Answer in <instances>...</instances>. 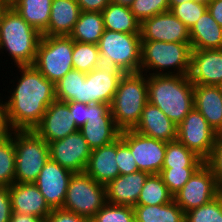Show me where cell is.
I'll return each mask as SVG.
<instances>
[{"label": "cell", "mask_w": 222, "mask_h": 222, "mask_svg": "<svg viewBox=\"0 0 222 222\" xmlns=\"http://www.w3.org/2000/svg\"><path fill=\"white\" fill-rule=\"evenodd\" d=\"M15 182V146L9 134L0 141V187H9Z\"/></svg>", "instance_id": "cell-35"}, {"label": "cell", "mask_w": 222, "mask_h": 222, "mask_svg": "<svg viewBox=\"0 0 222 222\" xmlns=\"http://www.w3.org/2000/svg\"><path fill=\"white\" fill-rule=\"evenodd\" d=\"M206 11L207 3L195 0H186V2L181 4L170 5V12L189 29Z\"/></svg>", "instance_id": "cell-37"}, {"label": "cell", "mask_w": 222, "mask_h": 222, "mask_svg": "<svg viewBox=\"0 0 222 222\" xmlns=\"http://www.w3.org/2000/svg\"><path fill=\"white\" fill-rule=\"evenodd\" d=\"M198 168H162L159 175L169 191L174 195L184 186Z\"/></svg>", "instance_id": "cell-39"}, {"label": "cell", "mask_w": 222, "mask_h": 222, "mask_svg": "<svg viewBox=\"0 0 222 222\" xmlns=\"http://www.w3.org/2000/svg\"><path fill=\"white\" fill-rule=\"evenodd\" d=\"M106 203L105 185L86 172L73 173L62 209L91 220Z\"/></svg>", "instance_id": "cell-9"}, {"label": "cell", "mask_w": 222, "mask_h": 222, "mask_svg": "<svg viewBox=\"0 0 222 222\" xmlns=\"http://www.w3.org/2000/svg\"><path fill=\"white\" fill-rule=\"evenodd\" d=\"M90 222H135L134 209L131 206L107 202Z\"/></svg>", "instance_id": "cell-38"}, {"label": "cell", "mask_w": 222, "mask_h": 222, "mask_svg": "<svg viewBox=\"0 0 222 222\" xmlns=\"http://www.w3.org/2000/svg\"><path fill=\"white\" fill-rule=\"evenodd\" d=\"M135 222H185V212L173 200L161 205H135Z\"/></svg>", "instance_id": "cell-29"}, {"label": "cell", "mask_w": 222, "mask_h": 222, "mask_svg": "<svg viewBox=\"0 0 222 222\" xmlns=\"http://www.w3.org/2000/svg\"><path fill=\"white\" fill-rule=\"evenodd\" d=\"M169 5H177L186 2V0H168Z\"/></svg>", "instance_id": "cell-51"}, {"label": "cell", "mask_w": 222, "mask_h": 222, "mask_svg": "<svg viewBox=\"0 0 222 222\" xmlns=\"http://www.w3.org/2000/svg\"><path fill=\"white\" fill-rule=\"evenodd\" d=\"M220 193L211 168L204 162L184 186L173 195V200L186 213L210 202Z\"/></svg>", "instance_id": "cell-11"}, {"label": "cell", "mask_w": 222, "mask_h": 222, "mask_svg": "<svg viewBox=\"0 0 222 222\" xmlns=\"http://www.w3.org/2000/svg\"><path fill=\"white\" fill-rule=\"evenodd\" d=\"M203 163L200 157L177 140L166 144L162 168L200 167Z\"/></svg>", "instance_id": "cell-32"}, {"label": "cell", "mask_w": 222, "mask_h": 222, "mask_svg": "<svg viewBox=\"0 0 222 222\" xmlns=\"http://www.w3.org/2000/svg\"><path fill=\"white\" fill-rule=\"evenodd\" d=\"M81 11L102 12L110 0H76Z\"/></svg>", "instance_id": "cell-46"}, {"label": "cell", "mask_w": 222, "mask_h": 222, "mask_svg": "<svg viewBox=\"0 0 222 222\" xmlns=\"http://www.w3.org/2000/svg\"><path fill=\"white\" fill-rule=\"evenodd\" d=\"M185 222H222V192L210 202L186 212Z\"/></svg>", "instance_id": "cell-36"}, {"label": "cell", "mask_w": 222, "mask_h": 222, "mask_svg": "<svg viewBox=\"0 0 222 222\" xmlns=\"http://www.w3.org/2000/svg\"><path fill=\"white\" fill-rule=\"evenodd\" d=\"M147 102V75L142 72L124 73L110 105L116 127L120 131L134 129Z\"/></svg>", "instance_id": "cell-4"}, {"label": "cell", "mask_w": 222, "mask_h": 222, "mask_svg": "<svg viewBox=\"0 0 222 222\" xmlns=\"http://www.w3.org/2000/svg\"><path fill=\"white\" fill-rule=\"evenodd\" d=\"M41 37L37 29L29 25L11 5H7L0 16V57L10 58H0V71L1 66L5 68L8 63L11 66L8 65L7 70L33 65Z\"/></svg>", "instance_id": "cell-2"}, {"label": "cell", "mask_w": 222, "mask_h": 222, "mask_svg": "<svg viewBox=\"0 0 222 222\" xmlns=\"http://www.w3.org/2000/svg\"><path fill=\"white\" fill-rule=\"evenodd\" d=\"M110 1L114 4L124 5L128 7L134 2V0H110Z\"/></svg>", "instance_id": "cell-50"}, {"label": "cell", "mask_w": 222, "mask_h": 222, "mask_svg": "<svg viewBox=\"0 0 222 222\" xmlns=\"http://www.w3.org/2000/svg\"><path fill=\"white\" fill-rule=\"evenodd\" d=\"M97 46L102 63L114 65L124 73L140 72V34L104 29Z\"/></svg>", "instance_id": "cell-7"}, {"label": "cell", "mask_w": 222, "mask_h": 222, "mask_svg": "<svg viewBox=\"0 0 222 222\" xmlns=\"http://www.w3.org/2000/svg\"><path fill=\"white\" fill-rule=\"evenodd\" d=\"M173 201L169 191L159 174H150L140 192L136 205H161Z\"/></svg>", "instance_id": "cell-31"}, {"label": "cell", "mask_w": 222, "mask_h": 222, "mask_svg": "<svg viewBox=\"0 0 222 222\" xmlns=\"http://www.w3.org/2000/svg\"><path fill=\"white\" fill-rule=\"evenodd\" d=\"M7 5H11L16 0H3Z\"/></svg>", "instance_id": "cell-53"}, {"label": "cell", "mask_w": 222, "mask_h": 222, "mask_svg": "<svg viewBox=\"0 0 222 222\" xmlns=\"http://www.w3.org/2000/svg\"><path fill=\"white\" fill-rule=\"evenodd\" d=\"M91 150L113 143L120 137L110 105L104 103L87 104V121L79 128Z\"/></svg>", "instance_id": "cell-12"}, {"label": "cell", "mask_w": 222, "mask_h": 222, "mask_svg": "<svg viewBox=\"0 0 222 222\" xmlns=\"http://www.w3.org/2000/svg\"><path fill=\"white\" fill-rule=\"evenodd\" d=\"M9 134L15 146V182L34 183L50 159L48 143L34 130Z\"/></svg>", "instance_id": "cell-6"}, {"label": "cell", "mask_w": 222, "mask_h": 222, "mask_svg": "<svg viewBox=\"0 0 222 222\" xmlns=\"http://www.w3.org/2000/svg\"><path fill=\"white\" fill-rule=\"evenodd\" d=\"M9 188L12 211L44 218L52 212L34 183L14 182Z\"/></svg>", "instance_id": "cell-20"}, {"label": "cell", "mask_w": 222, "mask_h": 222, "mask_svg": "<svg viewBox=\"0 0 222 222\" xmlns=\"http://www.w3.org/2000/svg\"><path fill=\"white\" fill-rule=\"evenodd\" d=\"M124 72L114 65L101 63L86 73L82 83L81 103H104L111 105L114 94Z\"/></svg>", "instance_id": "cell-14"}, {"label": "cell", "mask_w": 222, "mask_h": 222, "mask_svg": "<svg viewBox=\"0 0 222 222\" xmlns=\"http://www.w3.org/2000/svg\"><path fill=\"white\" fill-rule=\"evenodd\" d=\"M79 128L66 102L55 100L47 108L34 131L47 143L65 138Z\"/></svg>", "instance_id": "cell-18"}, {"label": "cell", "mask_w": 222, "mask_h": 222, "mask_svg": "<svg viewBox=\"0 0 222 222\" xmlns=\"http://www.w3.org/2000/svg\"><path fill=\"white\" fill-rule=\"evenodd\" d=\"M133 130L167 143L177 139V125L150 102L146 103L140 121Z\"/></svg>", "instance_id": "cell-23"}, {"label": "cell", "mask_w": 222, "mask_h": 222, "mask_svg": "<svg viewBox=\"0 0 222 222\" xmlns=\"http://www.w3.org/2000/svg\"><path fill=\"white\" fill-rule=\"evenodd\" d=\"M104 32V22L101 12L81 11L73 31L69 35L80 43L96 44Z\"/></svg>", "instance_id": "cell-30"}, {"label": "cell", "mask_w": 222, "mask_h": 222, "mask_svg": "<svg viewBox=\"0 0 222 222\" xmlns=\"http://www.w3.org/2000/svg\"><path fill=\"white\" fill-rule=\"evenodd\" d=\"M219 135L202 114L193 108L177 126V141L194 152L204 162L210 157Z\"/></svg>", "instance_id": "cell-10"}, {"label": "cell", "mask_w": 222, "mask_h": 222, "mask_svg": "<svg viewBox=\"0 0 222 222\" xmlns=\"http://www.w3.org/2000/svg\"><path fill=\"white\" fill-rule=\"evenodd\" d=\"M194 108L206 119L209 126L222 136L221 86L193 84Z\"/></svg>", "instance_id": "cell-22"}, {"label": "cell", "mask_w": 222, "mask_h": 222, "mask_svg": "<svg viewBox=\"0 0 222 222\" xmlns=\"http://www.w3.org/2000/svg\"><path fill=\"white\" fill-rule=\"evenodd\" d=\"M140 37L141 41L190 43V29L169 10L143 20Z\"/></svg>", "instance_id": "cell-16"}, {"label": "cell", "mask_w": 222, "mask_h": 222, "mask_svg": "<svg viewBox=\"0 0 222 222\" xmlns=\"http://www.w3.org/2000/svg\"><path fill=\"white\" fill-rule=\"evenodd\" d=\"M150 174L138 171L119 175L105 185L106 200L110 204L131 206L137 204L143 185Z\"/></svg>", "instance_id": "cell-21"}, {"label": "cell", "mask_w": 222, "mask_h": 222, "mask_svg": "<svg viewBox=\"0 0 222 222\" xmlns=\"http://www.w3.org/2000/svg\"><path fill=\"white\" fill-rule=\"evenodd\" d=\"M14 69L15 72L5 71V75L11 73L9 76L14 75V78L5 80L3 90L1 87V92L5 91V94L0 92L7 124L10 131L34 130L40 124L48 106L56 100L55 85L33 65L16 66ZM5 82L9 85H5Z\"/></svg>", "instance_id": "cell-1"}, {"label": "cell", "mask_w": 222, "mask_h": 222, "mask_svg": "<svg viewBox=\"0 0 222 222\" xmlns=\"http://www.w3.org/2000/svg\"><path fill=\"white\" fill-rule=\"evenodd\" d=\"M104 29L127 34H140V21L128 6L110 2L101 12Z\"/></svg>", "instance_id": "cell-27"}, {"label": "cell", "mask_w": 222, "mask_h": 222, "mask_svg": "<svg viewBox=\"0 0 222 222\" xmlns=\"http://www.w3.org/2000/svg\"><path fill=\"white\" fill-rule=\"evenodd\" d=\"M44 222H90V220L74 212L59 208L53 209Z\"/></svg>", "instance_id": "cell-43"}, {"label": "cell", "mask_w": 222, "mask_h": 222, "mask_svg": "<svg viewBox=\"0 0 222 222\" xmlns=\"http://www.w3.org/2000/svg\"><path fill=\"white\" fill-rule=\"evenodd\" d=\"M116 158V140L106 146L91 150L85 172L96 182L106 185L120 175Z\"/></svg>", "instance_id": "cell-25"}, {"label": "cell", "mask_w": 222, "mask_h": 222, "mask_svg": "<svg viewBox=\"0 0 222 222\" xmlns=\"http://www.w3.org/2000/svg\"><path fill=\"white\" fill-rule=\"evenodd\" d=\"M52 0H16L11 6L41 34L48 28Z\"/></svg>", "instance_id": "cell-28"}, {"label": "cell", "mask_w": 222, "mask_h": 222, "mask_svg": "<svg viewBox=\"0 0 222 222\" xmlns=\"http://www.w3.org/2000/svg\"><path fill=\"white\" fill-rule=\"evenodd\" d=\"M12 212L9 188L0 187V222H9Z\"/></svg>", "instance_id": "cell-44"}, {"label": "cell", "mask_w": 222, "mask_h": 222, "mask_svg": "<svg viewBox=\"0 0 222 222\" xmlns=\"http://www.w3.org/2000/svg\"><path fill=\"white\" fill-rule=\"evenodd\" d=\"M120 137L129 146L139 171L160 173L167 142L150 138L133 129L121 131Z\"/></svg>", "instance_id": "cell-13"}, {"label": "cell", "mask_w": 222, "mask_h": 222, "mask_svg": "<svg viewBox=\"0 0 222 222\" xmlns=\"http://www.w3.org/2000/svg\"><path fill=\"white\" fill-rule=\"evenodd\" d=\"M10 133V129L6 120L5 106L3 100L0 98V141L3 140Z\"/></svg>", "instance_id": "cell-48"}, {"label": "cell", "mask_w": 222, "mask_h": 222, "mask_svg": "<svg viewBox=\"0 0 222 222\" xmlns=\"http://www.w3.org/2000/svg\"><path fill=\"white\" fill-rule=\"evenodd\" d=\"M207 10L214 20L222 27V0H209Z\"/></svg>", "instance_id": "cell-47"}, {"label": "cell", "mask_w": 222, "mask_h": 222, "mask_svg": "<svg viewBox=\"0 0 222 222\" xmlns=\"http://www.w3.org/2000/svg\"><path fill=\"white\" fill-rule=\"evenodd\" d=\"M190 44L192 50L222 49V27L208 10L190 28Z\"/></svg>", "instance_id": "cell-26"}, {"label": "cell", "mask_w": 222, "mask_h": 222, "mask_svg": "<svg viewBox=\"0 0 222 222\" xmlns=\"http://www.w3.org/2000/svg\"><path fill=\"white\" fill-rule=\"evenodd\" d=\"M120 175L138 172V167L129 146L119 137L116 140V158Z\"/></svg>", "instance_id": "cell-41"}, {"label": "cell", "mask_w": 222, "mask_h": 222, "mask_svg": "<svg viewBox=\"0 0 222 222\" xmlns=\"http://www.w3.org/2000/svg\"><path fill=\"white\" fill-rule=\"evenodd\" d=\"M205 163L211 168L219 190L222 192V136L216 139L211 155Z\"/></svg>", "instance_id": "cell-42"}, {"label": "cell", "mask_w": 222, "mask_h": 222, "mask_svg": "<svg viewBox=\"0 0 222 222\" xmlns=\"http://www.w3.org/2000/svg\"><path fill=\"white\" fill-rule=\"evenodd\" d=\"M50 158L73 173L85 172L91 149L80 131L48 143Z\"/></svg>", "instance_id": "cell-15"}, {"label": "cell", "mask_w": 222, "mask_h": 222, "mask_svg": "<svg viewBox=\"0 0 222 222\" xmlns=\"http://www.w3.org/2000/svg\"><path fill=\"white\" fill-rule=\"evenodd\" d=\"M70 112L75 120L78 128H81L87 121V104L81 102L70 101L66 102Z\"/></svg>", "instance_id": "cell-45"}, {"label": "cell", "mask_w": 222, "mask_h": 222, "mask_svg": "<svg viewBox=\"0 0 222 222\" xmlns=\"http://www.w3.org/2000/svg\"><path fill=\"white\" fill-rule=\"evenodd\" d=\"M81 9L76 0H52L48 28L43 36H69Z\"/></svg>", "instance_id": "cell-24"}, {"label": "cell", "mask_w": 222, "mask_h": 222, "mask_svg": "<svg viewBox=\"0 0 222 222\" xmlns=\"http://www.w3.org/2000/svg\"><path fill=\"white\" fill-rule=\"evenodd\" d=\"M73 172L62 167L51 158L47 161L34 184L53 209L63 207L66 191Z\"/></svg>", "instance_id": "cell-17"}, {"label": "cell", "mask_w": 222, "mask_h": 222, "mask_svg": "<svg viewBox=\"0 0 222 222\" xmlns=\"http://www.w3.org/2000/svg\"><path fill=\"white\" fill-rule=\"evenodd\" d=\"M148 102L177 126L194 108L193 83L188 75H147Z\"/></svg>", "instance_id": "cell-3"}, {"label": "cell", "mask_w": 222, "mask_h": 222, "mask_svg": "<svg viewBox=\"0 0 222 222\" xmlns=\"http://www.w3.org/2000/svg\"><path fill=\"white\" fill-rule=\"evenodd\" d=\"M190 43L141 41L140 72L146 75H188Z\"/></svg>", "instance_id": "cell-5"}, {"label": "cell", "mask_w": 222, "mask_h": 222, "mask_svg": "<svg viewBox=\"0 0 222 222\" xmlns=\"http://www.w3.org/2000/svg\"><path fill=\"white\" fill-rule=\"evenodd\" d=\"M73 39L70 36H43L33 66L54 85L73 69Z\"/></svg>", "instance_id": "cell-8"}, {"label": "cell", "mask_w": 222, "mask_h": 222, "mask_svg": "<svg viewBox=\"0 0 222 222\" xmlns=\"http://www.w3.org/2000/svg\"><path fill=\"white\" fill-rule=\"evenodd\" d=\"M129 8L141 23L147 18L169 11L170 5L168 0H134Z\"/></svg>", "instance_id": "cell-40"}, {"label": "cell", "mask_w": 222, "mask_h": 222, "mask_svg": "<svg viewBox=\"0 0 222 222\" xmlns=\"http://www.w3.org/2000/svg\"><path fill=\"white\" fill-rule=\"evenodd\" d=\"M72 62L73 69L89 73L102 63L98 46L73 40Z\"/></svg>", "instance_id": "cell-34"}, {"label": "cell", "mask_w": 222, "mask_h": 222, "mask_svg": "<svg viewBox=\"0 0 222 222\" xmlns=\"http://www.w3.org/2000/svg\"><path fill=\"white\" fill-rule=\"evenodd\" d=\"M44 218H39L34 215H27L23 213L12 212L9 222H44Z\"/></svg>", "instance_id": "cell-49"}, {"label": "cell", "mask_w": 222, "mask_h": 222, "mask_svg": "<svg viewBox=\"0 0 222 222\" xmlns=\"http://www.w3.org/2000/svg\"><path fill=\"white\" fill-rule=\"evenodd\" d=\"M7 7V4L3 1V0H0V16H1V13L2 11Z\"/></svg>", "instance_id": "cell-52"}, {"label": "cell", "mask_w": 222, "mask_h": 222, "mask_svg": "<svg viewBox=\"0 0 222 222\" xmlns=\"http://www.w3.org/2000/svg\"><path fill=\"white\" fill-rule=\"evenodd\" d=\"M188 77L193 84L222 86V49L192 50Z\"/></svg>", "instance_id": "cell-19"}, {"label": "cell", "mask_w": 222, "mask_h": 222, "mask_svg": "<svg viewBox=\"0 0 222 222\" xmlns=\"http://www.w3.org/2000/svg\"><path fill=\"white\" fill-rule=\"evenodd\" d=\"M189 1H193V0H189ZM195 1H200V2L208 3L209 0H195Z\"/></svg>", "instance_id": "cell-54"}, {"label": "cell", "mask_w": 222, "mask_h": 222, "mask_svg": "<svg viewBox=\"0 0 222 222\" xmlns=\"http://www.w3.org/2000/svg\"><path fill=\"white\" fill-rule=\"evenodd\" d=\"M86 79V73L72 69L55 84L56 100L62 102H81L82 83Z\"/></svg>", "instance_id": "cell-33"}]
</instances>
